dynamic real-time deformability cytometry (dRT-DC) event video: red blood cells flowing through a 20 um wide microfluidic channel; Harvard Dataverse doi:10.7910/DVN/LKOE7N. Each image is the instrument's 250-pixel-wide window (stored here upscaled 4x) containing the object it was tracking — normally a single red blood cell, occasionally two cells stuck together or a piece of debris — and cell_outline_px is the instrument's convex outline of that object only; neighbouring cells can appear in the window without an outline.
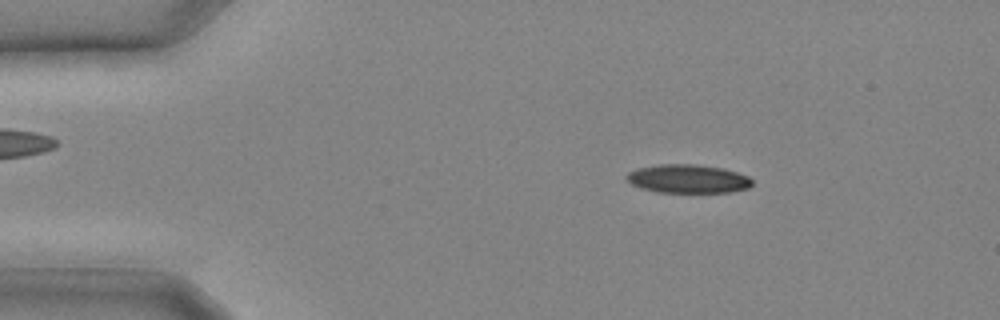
{"species": "common noctule bat (a hibernating species)", "species_latin": "Nyctalus noctula", "temperature_condition": "cold", "stored_images_in_passage": 19, "camera_frame_rate_fps": 3000, "um_per_image_px": 0.085, "animal": {"sex": "male", "body_mass_g": 20.4}, "frame": {"image": 1, "passage_image": 5, "time_ms": 1.333, "image_size_px": [1000, 320], "cell_outline_px": [[752, 184], [748, 188], [728, 192], [656, 192], [640, 188], [632, 184], [624, 176], [628, 172], [636, 168], [660, 164], [692, 164], [724, 168], [748, 176], [752, 180]], "centroid_in_image_um": [58.44, 15.19], "position_along_channel_um": 26.6, "area_um2": 20.92}}
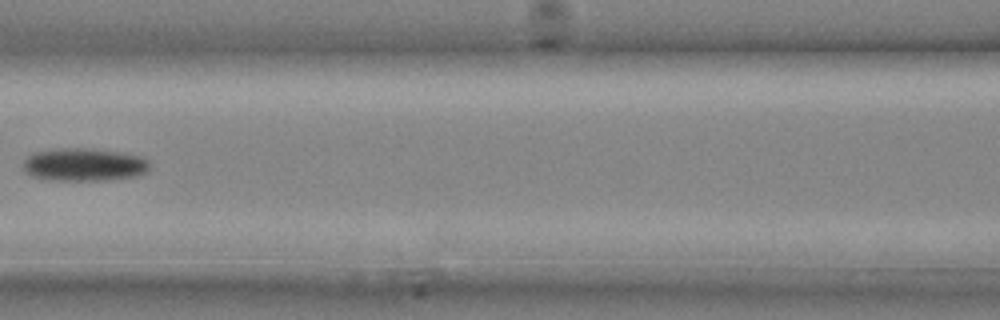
{"frame": {"image": 2, "passage_image": 13, "time_ms": 4.0, "image_size_px": [1000, 320], "cell_outline_px": [[148, 168], [144, 172], [136, 176], [108, 180], [48, 180], [32, 176], [24, 172], [24, 160], [32, 152], [64, 148], [84, 148], [120, 152], [140, 156], [148, 160]], "centroid_in_image_um": [7.11, 14.0], "position_along_channel_um": 159.5, "area_um2": 24.16}}
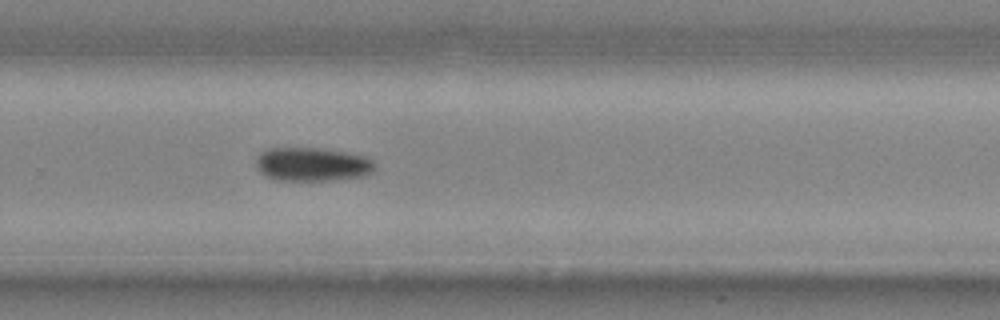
{"frame": {"image": 3, "passage_image": 19, "time_ms": 6.0, "image_size_px": [1000, 320], "cell_outline_px": [[376, 168], [372, 172], [364, 176], [332, 180], [276, 180], [260, 172], [256, 164], [256, 160], [260, 152], [268, 148], [320, 148], [344, 152], [364, 156], [372, 160], [376, 164]], "centroid_in_image_um": [26.56, 13.96], "position_along_channel_um": 303.2, "area_um2": 23.29}}